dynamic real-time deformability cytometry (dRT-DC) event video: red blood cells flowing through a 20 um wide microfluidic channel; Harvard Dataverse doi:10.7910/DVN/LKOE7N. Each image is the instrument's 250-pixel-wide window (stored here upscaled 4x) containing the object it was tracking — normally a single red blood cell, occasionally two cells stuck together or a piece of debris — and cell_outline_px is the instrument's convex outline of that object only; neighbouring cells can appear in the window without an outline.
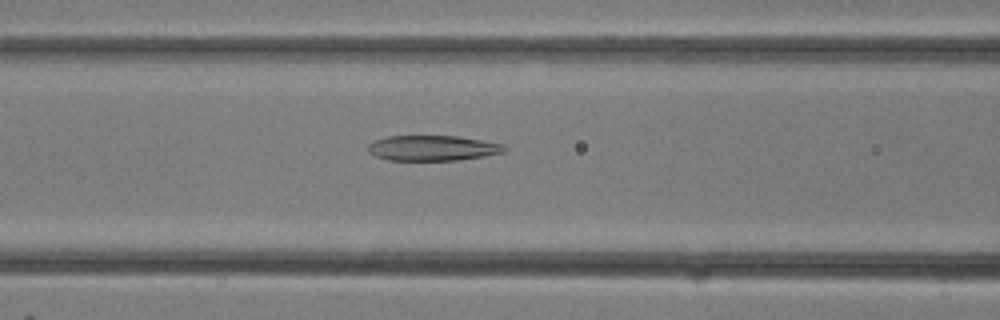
{"species": "common noctule bat (a hibernating species)", "species_latin": "Nyctalus noctula", "temperature_condition": "room temperature", "stored_images_in_passage": 32, "camera_frame_rate_fps": 3000, "um_per_image_px": 0.085, "animal": {"sex": "female"}, "frame": {"image": 1, "passage_image": 13, "time_ms": 4.0, "image_size_px": [1000, 320], "cell_outline_px": [[508, 152], [484, 156], [456, 160], [388, 160], [376, 156], [368, 152], [368, 144], [376, 140], [388, 136], [456, 136], [504, 144], [508, 148]], "centroid_in_image_um": [36.81, 12.59], "position_along_channel_um": 129.8, "area_um2": 20.11}}
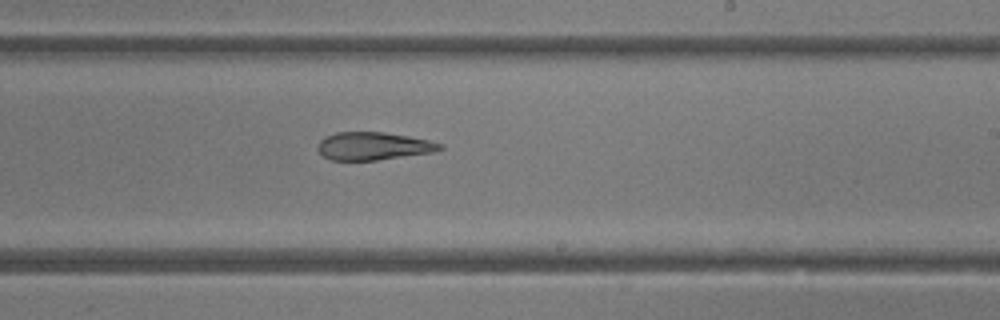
{"frame": {"image": 2, "passage_image": 19, "time_ms": 6.0, "image_size_px": [1000, 320], "cell_outline_px": [[444, 148], [432, 152], [376, 160], [332, 160], [324, 156], [316, 148], [320, 140], [324, 136], [336, 132], [384, 132], [408, 136], [428, 140], [444, 144]], "centroid_in_image_um": [31.72, 12.41], "position_along_channel_um": 257.3, "area_um2": 19.77}}
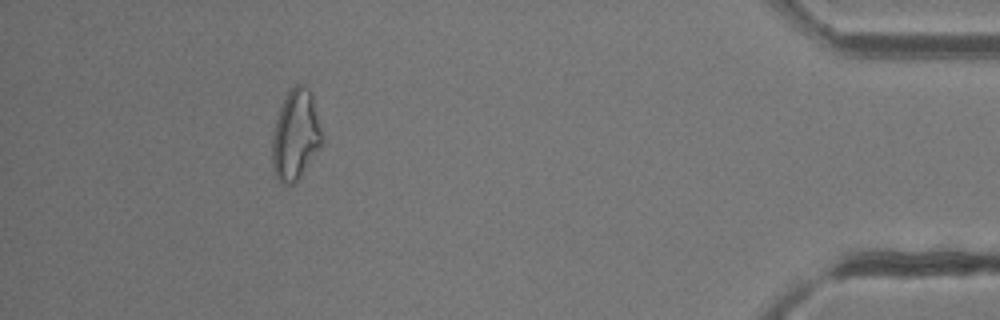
{"frame": {"image": 3, "passage_image": 29, "time_ms": 9.333, "image_size_px": [1000, 320], "cell_outline_px": [[324, 144], [296, 184], [284, 188], [280, 184], [272, 168], [272, 136], [276, 120], [280, 108], [288, 92], [296, 84], [304, 84], [308, 88], [312, 96], [324, 136]], "centroid_in_image_um": [25.15, 11.58], "position_along_channel_um": 410.1, "area_um2": 26.93}}